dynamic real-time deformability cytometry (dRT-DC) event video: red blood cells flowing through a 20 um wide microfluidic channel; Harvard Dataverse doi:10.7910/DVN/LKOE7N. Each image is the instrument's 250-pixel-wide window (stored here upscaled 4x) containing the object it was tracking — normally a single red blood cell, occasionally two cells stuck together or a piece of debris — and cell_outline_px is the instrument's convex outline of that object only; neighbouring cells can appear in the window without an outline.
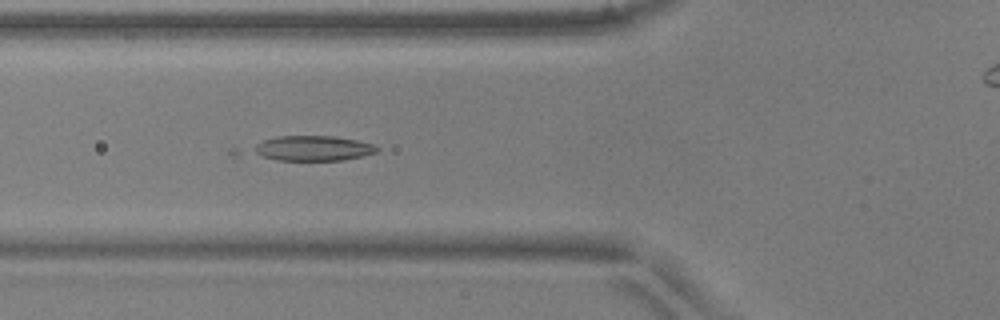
{"species": "common noctule bat (a hibernating species)", "species_latin": "Nyctalus noctula", "temperature_condition": "warm", "stored_images_in_passage": 28, "camera_frame_rate_fps": 3000, "um_per_image_px": 0.085, "animal": {"sex": "male", "body_mass_g": 17.9, "forearm_length_mm": 54.2}, "frame": {"image": 1, "passage_image": 11, "time_ms": 3.333, "image_size_px": [1000, 320], "cell_outline_px": [[380, 148], [376, 152], [360, 156], [340, 160], [276, 160], [228, 156], [228, 148], [280, 136], [332, 136], [356, 140], [372, 144]], "centroid_in_image_um": [25.81, 12.63], "position_along_channel_um": 100.0, "area_um2": 20.52}}
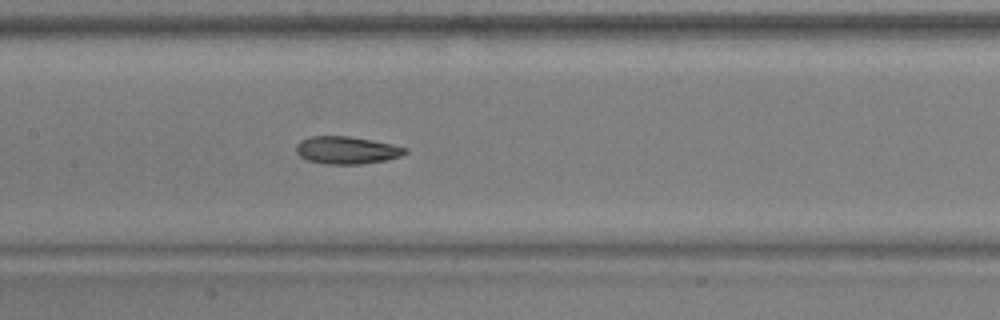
{"frame": {"image": 2, "passage_image": 17, "time_ms": 5.333, "image_size_px": [1000, 320], "cell_outline_px": [[408, 152], [400, 156], [388, 160], [360, 164], [324, 164], [308, 160], [300, 156], [296, 152], [296, 144], [300, 140], [312, 136], [348, 136], [372, 140], [392, 144], [408, 148]], "centroid_in_image_um": [29.48, 12.76], "position_along_channel_um": 177.9, "area_um2": 17.57}}
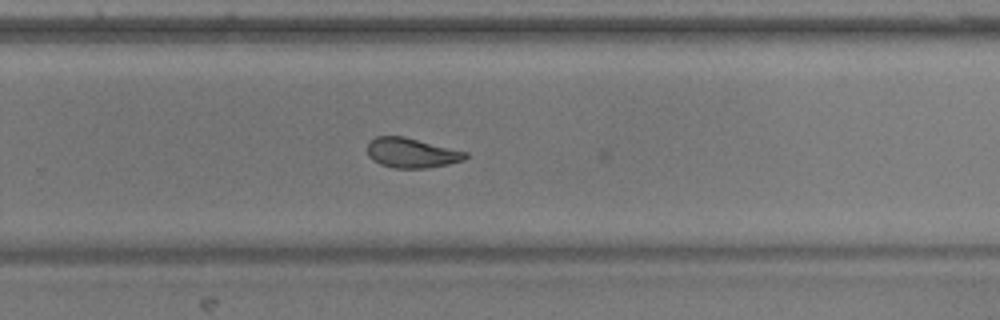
{"frame": {"image": 3, "passage_image": 26, "time_ms": 8.333, "image_size_px": [1000, 320], "cell_outline_px": [[468, 156], [464, 160], [448, 164], [428, 168], [392, 168], [380, 164], [372, 160], [368, 156], [368, 144], [376, 136], [404, 136], [468, 152]], "centroid_in_image_um": [34.99, 13.0], "position_along_channel_um": 294.8, "area_um2": 17.11}}